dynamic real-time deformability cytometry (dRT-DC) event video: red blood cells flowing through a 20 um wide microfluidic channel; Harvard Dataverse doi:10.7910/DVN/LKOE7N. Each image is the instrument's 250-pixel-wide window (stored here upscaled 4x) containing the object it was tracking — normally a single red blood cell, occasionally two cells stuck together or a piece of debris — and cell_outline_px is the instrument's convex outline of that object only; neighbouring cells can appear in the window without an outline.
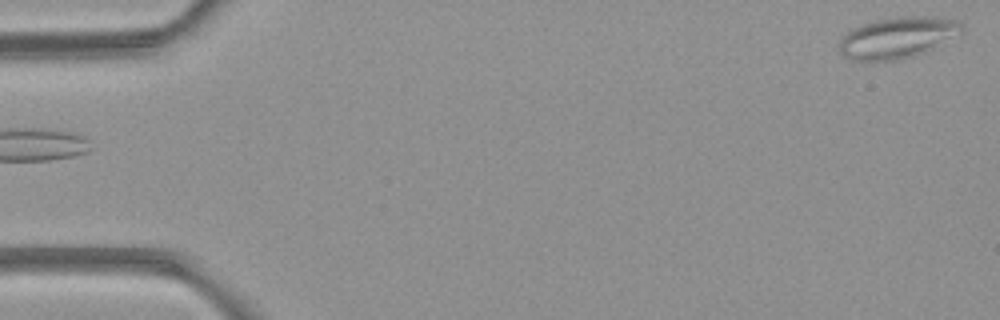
{"species": "common noctule bat (a hibernating species)", "species_latin": "Nyctalus noctula", "temperature_condition": "room temperature", "stored_images_in_passage": 4, "segment_of_instrument_passage": [2, 2], "camera_frame_rate_fps": 3000, "um_per_image_px": 0.085, "animal": {"sex": "female", "body_mass_g": 21.9}, "frame": {"image": 1, "passage_image": 4, "time_ms": 4.333, "image_size_px": [1000, 320], "cell_outline_px": [[960, 32], [932, 48], [924, 52], [912, 56], [896, 60], [852, 60], [844, 56], [840, 52], [840, 40], [852, 28], [872, 20], [896, 16], [932, 16], [956, 20], [960, 24]], "centroid_in_image_um": [76.22, 3.18], "position_along_channel_um": 8.8, "area_um2": 28.9}}